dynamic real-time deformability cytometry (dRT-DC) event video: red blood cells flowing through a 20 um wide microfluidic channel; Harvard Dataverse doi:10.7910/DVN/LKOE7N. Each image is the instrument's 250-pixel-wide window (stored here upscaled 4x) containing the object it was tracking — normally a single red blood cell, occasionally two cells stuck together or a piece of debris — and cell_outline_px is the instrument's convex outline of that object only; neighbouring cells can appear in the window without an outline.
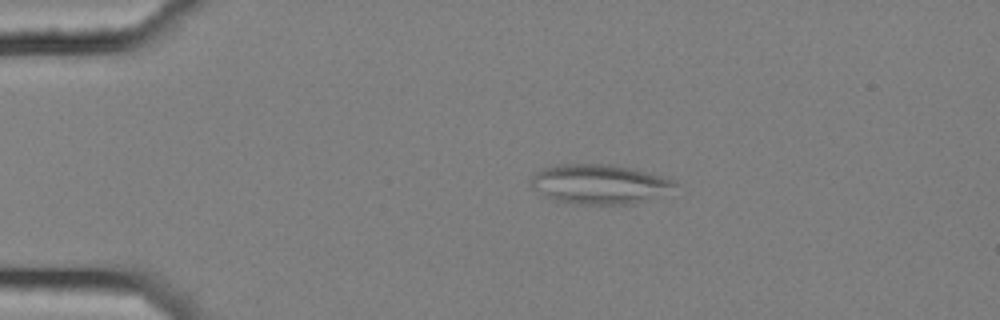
{"species": "common noctule bat (a hibernating species)", "species_latin": "Nyctalus noctula", "temperature_condition": "cold", "stored_images_in_passage": 8, "camera_frame_rate_fps": 3000, "um_per_image_px": 0.085, "animal": {"sex": "female", "body_mass_g": 25.1}, "frame": {"image": 1, "passage_image": 2, "time_ms": 0.333, "image_size_px": [1000, 320], "cell_outline_px": [[676, 184], [632, 204], [580, 204], [552, 200], [544, 196], [532, 188], [532, 176], [544, 168], [556, 164], [608, 164], [628, 168], [676, 180]], "centroid_in_image_um": [50.79, 15.64], "position_along_channel_um": 34.2, "area_um2": 32.02}}
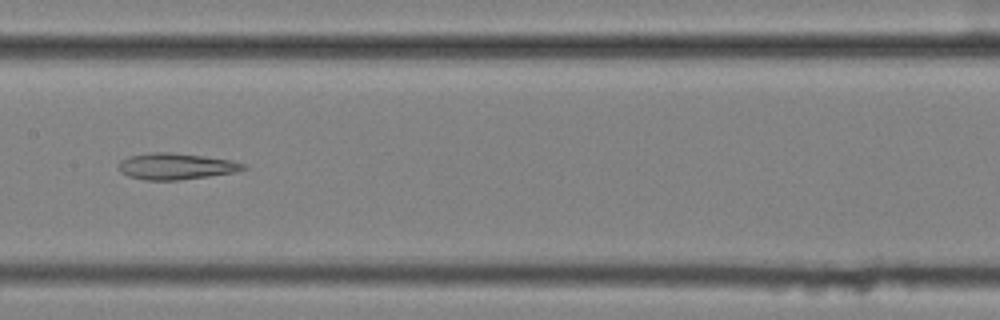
{"frame": {"image": 2, "passage_image": 7, "time_ms": 2.0, "image_size_px": [1000, 320], "cell_outline_px": [[248, 168], [232, 172], [208, 176], [180, 180], [144, 180], [128, 176], [120, 172], [116, 168], [116, 164], [120, 160], [128, 156], [152, 152], [168, 152], [204, 156], [232, 160], [244, 164]], "centroid_in_image_um": [14.87, 14.13], "position_along_channel_um": 192.5, "area_um2": 19.25}}
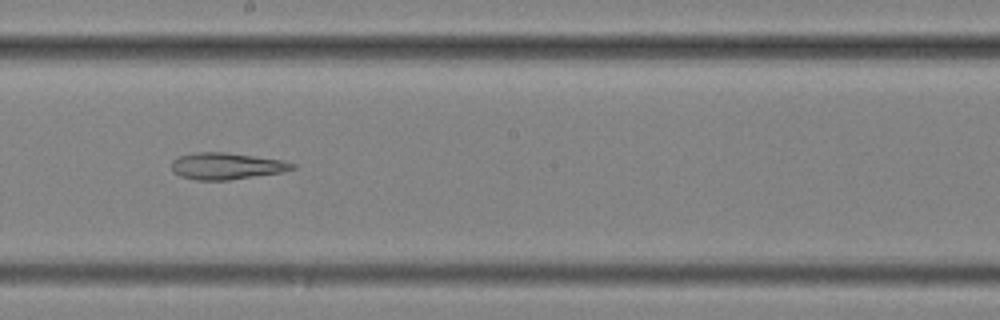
{"frame": {"image": 3, "passage_image": 8, "time_ms": 2.333, "image_size_px": [1000, 320], "cell_outline_px": [[296, 168], [280, 172], [228, 180], [196, 180], [180, 176], [172, 172], [172, 160], [180, 156], [196, 152], [224, 152], [284, 160], [296, 164]], "centroid_in_image_um": [19.23, 14.11], "position_along_channel_um": 229.0, "area_um2": 18.67}}